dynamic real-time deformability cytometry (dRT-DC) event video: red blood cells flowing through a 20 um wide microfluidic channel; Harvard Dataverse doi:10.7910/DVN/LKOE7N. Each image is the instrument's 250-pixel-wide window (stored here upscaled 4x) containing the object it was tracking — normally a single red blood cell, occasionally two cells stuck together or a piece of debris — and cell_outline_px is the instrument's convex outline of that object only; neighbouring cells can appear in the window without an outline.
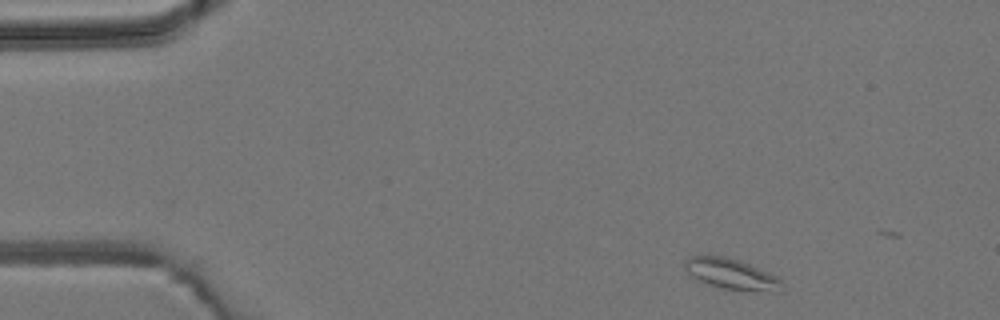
{"species": "common noctule bat (a hibernating species)", "species_latin": "Nyctalus noctula", "temperature_condition": "room temperature", "stored_images_in_passage": 5, "camera_frame_rate_fps": 3000, "um_per_image_px": 0.085, "animal": {"sex": "male", "body_mass_g": 19.2, "forearm_length_mm": 51.8}, "frame": {"image": 1, "passage_image": 1, "time_ms": 0.0, "image_size_px": [1000, 320], "cell_outline_px": [[780, 292], [776, 292], [724, 288], [708, 284], [692, 276], [684, 268], [684, 260], [688, 256], [724, 256], [740, 260], [768, 272], [776, 276], [780, 280]], "centroid_in_image_um": [62.13, 23.27], "position_along_channel_um": 22.9, "area_um2": 16.99}}
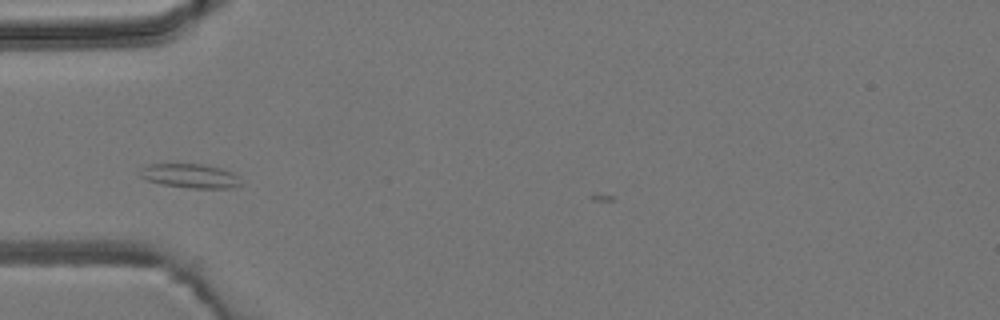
{"frame": {"image": 2, "passage_image": 4, "time_ms": 3.333, "image_size_px": [1000, 320], "cell_outline_px": [[244, 184], [232, 188], [192, 188], [164, 184], [148, 180], [140, 176], [136, 172], [140, 168], [148, 164], [204, 164], [220, 168], [232, 172]], "centroid_in_image_um": [16.15, 14.94], "position_along_channel_um": 68.8, "area_um2": 14.22}}